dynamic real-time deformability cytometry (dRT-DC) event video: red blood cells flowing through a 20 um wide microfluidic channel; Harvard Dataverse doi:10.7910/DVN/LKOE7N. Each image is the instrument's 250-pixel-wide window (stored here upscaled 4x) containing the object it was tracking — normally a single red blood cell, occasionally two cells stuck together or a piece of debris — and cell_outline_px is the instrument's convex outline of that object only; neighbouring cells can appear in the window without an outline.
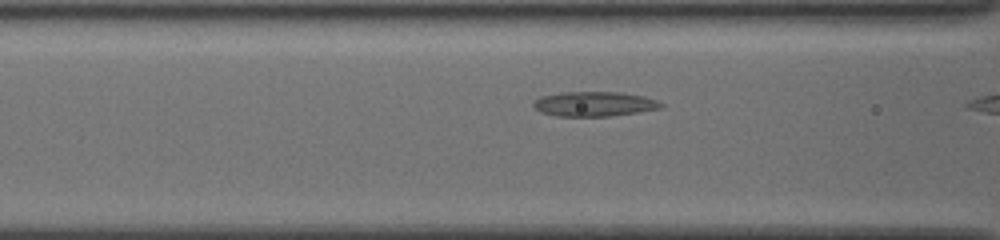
{"species": "common noctule bat (a hibernating species)", "species_latin": "Nyctalus noctula", "temperature_condition": "cold", "stored_images_in_passage": 7, "camera_frame_rate_fps": 3000, "um_per_image_px": 0.085, "animal": {"sex": "female", "body_mass_g": 19.5, "forearm_length_mm": 54.1}, "frame": {"image": 1, "passage_image": 6, "time_ms": 1.667, "image_size_px": [1000, 240], "cell_outline_px": [[664, 108], [608, 116], [556, 116], [540, 112], [532, 104], [540, 96], [560, 92], [620, 92], [644, 96], [656, 100], [664, 104]], "centroid_in_image_um": [50.51, 8.83], "position_along_channel_um": 116.1, "area_um2": 18.38}}